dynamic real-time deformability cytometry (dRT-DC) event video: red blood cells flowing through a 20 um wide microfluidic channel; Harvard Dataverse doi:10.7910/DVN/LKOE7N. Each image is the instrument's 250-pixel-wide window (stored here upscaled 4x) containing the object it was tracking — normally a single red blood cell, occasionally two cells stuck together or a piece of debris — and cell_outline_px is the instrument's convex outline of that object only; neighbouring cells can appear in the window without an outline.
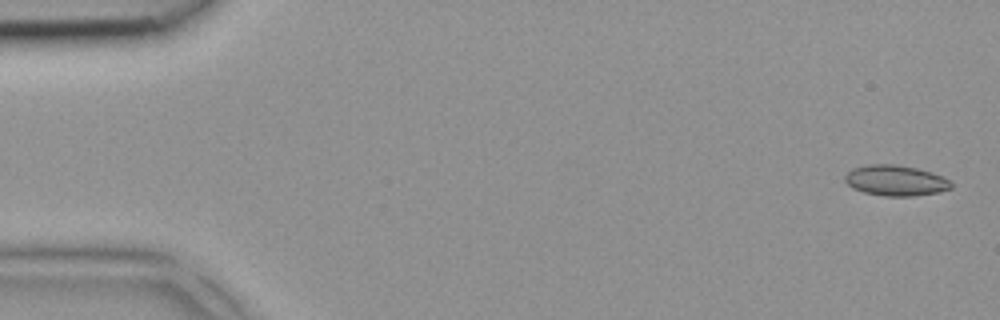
{"species": "common noctule bat (a hibernating species)", "species_latin": "Nyctalus noctula", "temperature_condition": "room temperature", "stored_images_in_passage": 6, "camera_frame_rate_fps": 3000, "um_per_image_px": 0.085, "animal": {"sex": "female", "body_mass_g": 18.4}, "frame": {"image": 1, "passage_image": 1, "time_ms": 0.0, "image_size_px": [1000, 320], "cell_outline_px": [[952, 188], [940, 192], [916, 196], [884, 196], [864, 192], [852, 188], [844, 180], [844, 176], [852, 168], [868, 164], [896, 164], [916, 168], [932, 172], [948, 180], [952, 184]], "centroid_in_image_um": [76.11, 15.34], "position_along_channel_um": 8.9, "area_um2": 19.02}}